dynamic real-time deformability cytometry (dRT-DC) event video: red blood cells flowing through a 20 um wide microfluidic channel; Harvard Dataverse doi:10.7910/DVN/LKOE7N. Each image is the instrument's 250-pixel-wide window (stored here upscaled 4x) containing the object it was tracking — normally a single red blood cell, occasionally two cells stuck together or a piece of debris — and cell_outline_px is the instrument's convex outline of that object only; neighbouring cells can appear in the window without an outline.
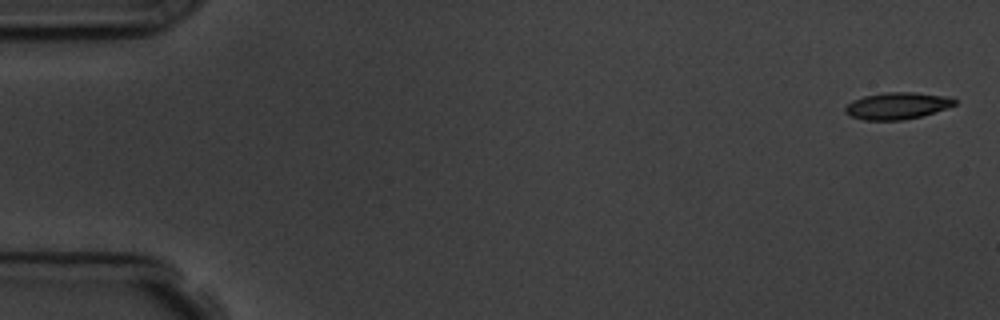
{"species": "common noctule bat (a hibernating species)", "species_latin": "Nyctalus noctula", "temperature_condition": "room temperature", "stored_images_in_passage": 15, "camera_frame_rate_fps": 3000, "um_per_image_px": 0.085, "animal": {"sex": "male", "body_mass_g": 19.5, "forearm_length_mm": 54.6}, "frame": {"image": 1, "passage_image": 1, "time_ms": 0.0, "image_size_px": [1000, 320], "cell_outline_px": [[956, 104], [920, 116], [904, 120], [864, 120], [852, 116], [844, 112], [844, 108], [852, 100], [864, 96], [884, 92], [916, 92], [948, 96], [956, 100]], "centroid_in_image_um": [76.23, 8.98], "position_along_channel_um": 8.8, "area_um2": 16.99}}
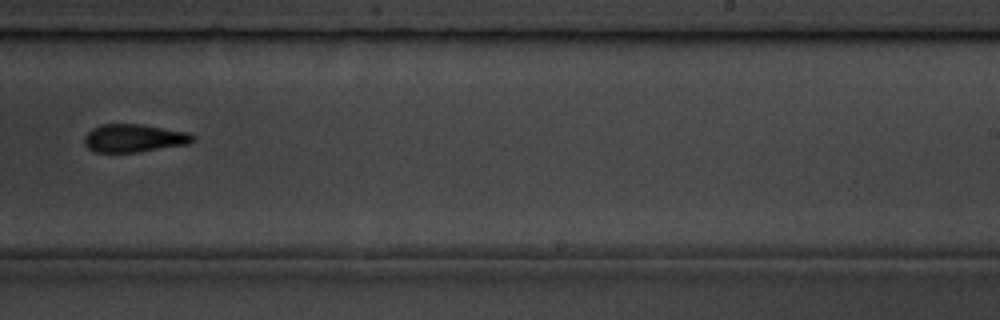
{"frame": {"image": 2, "passage_image": 10, "time_ms": 11.333, "image_size_px": [1000, 320], "cell_outline_px": [[196, 140], [188, 144], [140, 152], [96, 152], [88, 148], [84, 144], [84, 136], [92, 128], [100, 124], [140, 124], [192, 132], [196, 136]], "centroid_in_image_um": [11.44, 11.74], "position_along_channel_um": 277.6, "area_um2": 18.03}}
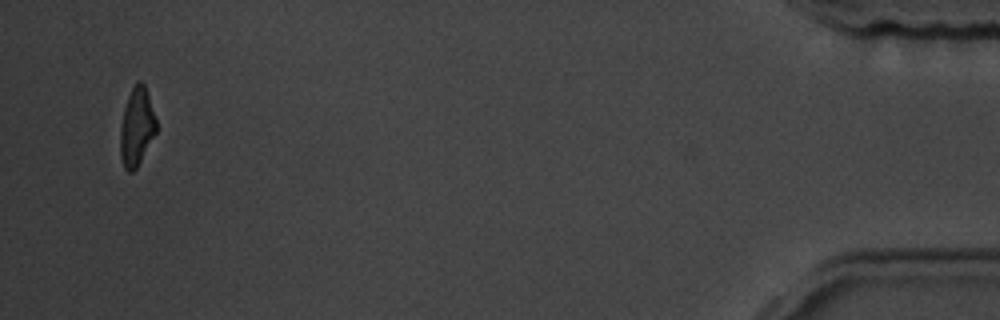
{"frame": {"image": 3, "passage_image": 15, "time_ms": 17.667, "image_size_px": [1000, 320], "cell_outline_px": [[156, 132], [136, 168], [132, 172], [128, 172], [124, 168], [120, 156], [120, 124], [124, 108], [128, 96], [136, 80], [140, 80], [144, 84], [156, 120]], "centroid_in_image_um": [11.59, 10.78], "position_along_channel_um": 423.6, "area_um2": 16.24}, "authors_computed_cell_mechanics": {"area_um2": 17.34, "velocity_mm_per_s": 3.6354, "shape_relaxation_time_tau1_ms": 2.2777, "shape_relaxation_time_tau2_ms": 5.0485, "deformation_change_tau1": 0.0891, "deformation_change_tau2": 0.1222}}